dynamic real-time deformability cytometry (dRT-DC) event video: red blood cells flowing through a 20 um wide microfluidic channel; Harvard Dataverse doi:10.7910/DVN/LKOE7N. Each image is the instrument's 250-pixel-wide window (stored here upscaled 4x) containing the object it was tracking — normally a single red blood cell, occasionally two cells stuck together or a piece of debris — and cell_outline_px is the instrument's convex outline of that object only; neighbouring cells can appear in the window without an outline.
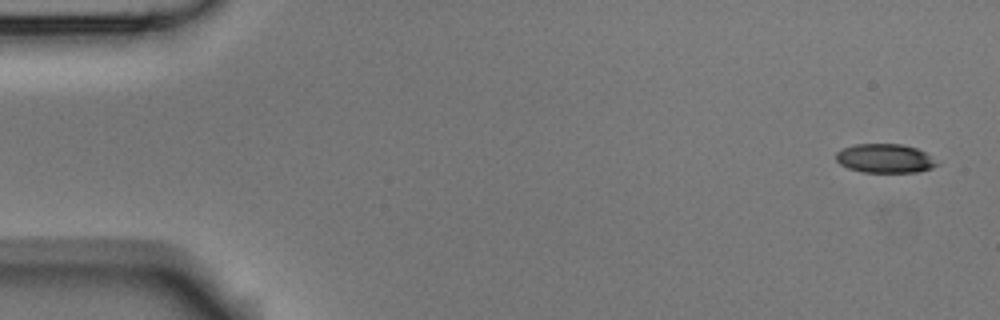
{"species": "Egyptian fruit bat (a non-hibernating species)", "species_latin": "Rousettus aegyptiacus", "temperature_condition": "room temperature", "stored_images_in_passage": 4, "camera_frame_rate_fps": 3000, "um_per_image_px": 0.085, "animal": {"sex": "male"}, "frame": {"image": 1, "passage_image": 1, "time_ms": 0.0, "image_size_px": [1000, 320], "cell_outline_px": [[940, 164], [932, 168], [916, 172], [864, 172], [848, 168], [840, 164], [836, 160], [836, 152], [844, 148], [856, 144], [900, 144], [916, 148], [928, 152]], "centroid_in_image_um": [75.26, 13.46], "position_along_channel_um": 9.7, "area_um2": 17.11}}
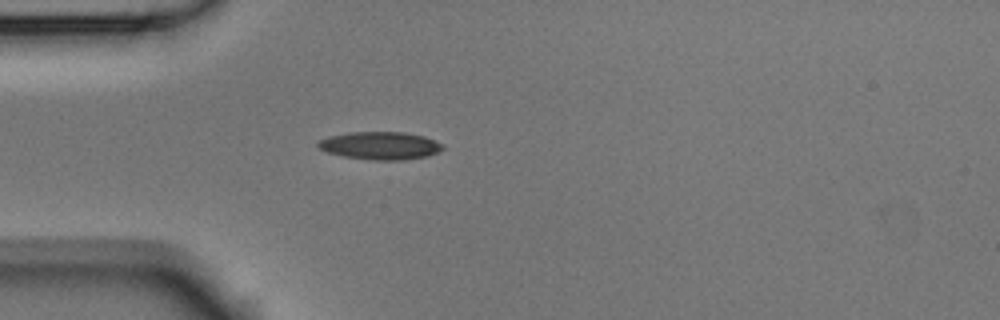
{"frame": {"image": 2, "passage_image": 4, "time_ms": 1.0, "image_size_px": [1000, 320], "cell_outline_px": [[444, 148], [428, 156], [404, 160], [376, 160], [344, 156], [328, 152], [320, 148], [316, 144], [320, 140], [328, 136], [348, 132], [404, 132], [424, 136], [444, 144]], "centroid_in_image_um": [32.34, 12.37], "position_along_channel_um": 52.7, "area_um2": 20.11}}